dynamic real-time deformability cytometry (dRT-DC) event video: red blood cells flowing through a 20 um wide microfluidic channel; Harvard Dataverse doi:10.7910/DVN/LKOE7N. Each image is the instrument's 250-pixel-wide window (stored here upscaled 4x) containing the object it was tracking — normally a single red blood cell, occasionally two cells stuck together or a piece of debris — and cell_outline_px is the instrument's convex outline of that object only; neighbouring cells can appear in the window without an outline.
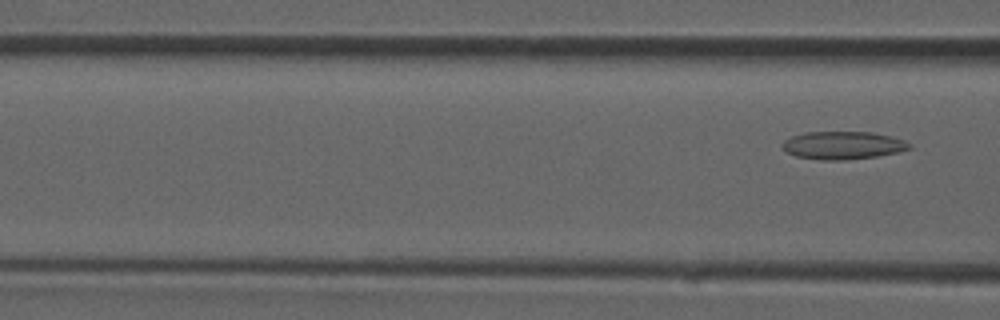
{"species": "common noctule bat (a hibernating species)", "species_latin": "Nyctalus noctula", "temperature_condition": "room temperature", "stored_images_in_passage": 4, "segment_of_instrument_passage": [2, 2], "camera_frame_rate_fps": 3000, "um_per_image_px": 0.085, "animal": {"sex": "male", "forearm_length_mm": 52.5}, "frame": {"image": 1, "passage_image": 4, "time_ms": 4.333, "image_size_px": [1000, 320], "cell_outline_px": [[912, 148], [900, 152], [876, 156], [840, 160], [820, 160], [796, 156], [788, 152], [780, 144], [784, 140], [792, 136], [808, 132], [872, 132], [892, 136], [904, 140], [912, 144]], "centroid_in_image_um": [71.68, 12.35], "position_along_channel_um": 94.9, "area_um2": 20.63}}